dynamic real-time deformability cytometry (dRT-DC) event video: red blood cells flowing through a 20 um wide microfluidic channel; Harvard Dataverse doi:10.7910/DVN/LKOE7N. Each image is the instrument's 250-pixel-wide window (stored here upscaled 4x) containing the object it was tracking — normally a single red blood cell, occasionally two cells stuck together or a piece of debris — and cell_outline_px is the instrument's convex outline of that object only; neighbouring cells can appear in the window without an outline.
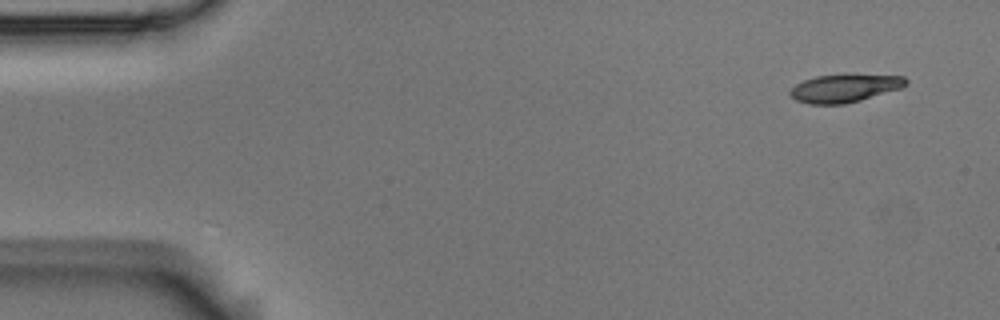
{"species": "Egyptian fruit bat (a non-hibernating species)", "species_latin": "Rousettus aegyptiacus", "temperature_condition": "room temperature", "stored_images_in_passage": 6, "camera_frame_rate_fps": 3000, "um_per_image_px": 0.085, "animal": {"sex": "male"}, "frame": {"image": 1, "passage_image": 1, "time_ms": 0.0, "image_size_px": [1000, 320], "cell_outline_px": [[908, 84], [900, 88], [860, 100], [844, 104], [808, 104], [796, 100], [788, 92], [796, 84], [804, 80], [816, 76], [904, 76], [908, 80]], "centroid_in_image_um": [71.75, 7.52], "position_along_channel_um": 13.2, "area_um2": 18.21}}
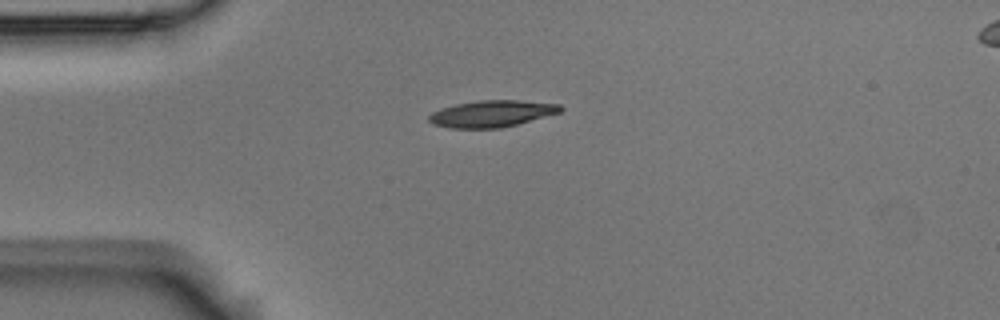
{"frame": {"image": 2, "passage_image": 4, "time_ms": 1.0, "image_size_px": [1000, 320], "cell_outline_px": [[564, 108], [560, 112], [516, 124], [500, 128], [448, 128], [432, 124], [428, 120], [428, 116], [432, 112], [440, 108], [456, 104], [480, 100], [520, 100], [560, 104]], "centroid_in_image_um": [41.77, 9.66], "position_along_channel_um": 43.2, "area_um2": 20.4}}
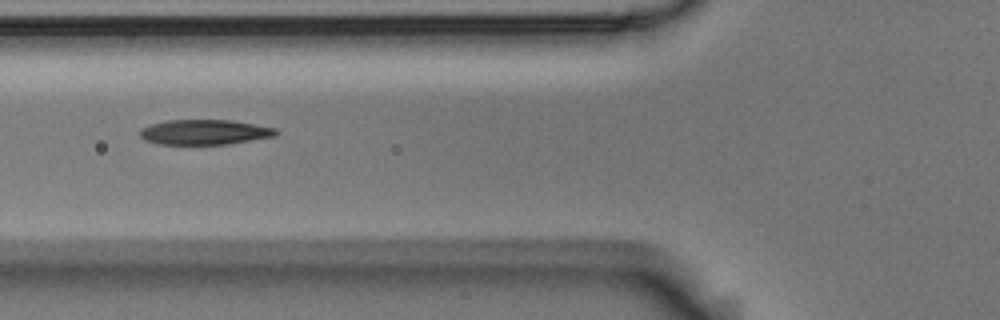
{"frame": {"image": 3, "passage_image": 6, "time_ms": 1.667, "image_size_px": [1000, 320], "cell_outline_px": [[276, 136], [228, 144], [156, 144], [144, 140], [140, 136], [140, 128], [152, 124], [168, 120], [232, 120], [276, 128]], "centroid_in_image_um": [17.36, 11.23], "position_along_channel_um": 108.4, "area_um2": 19.83}}